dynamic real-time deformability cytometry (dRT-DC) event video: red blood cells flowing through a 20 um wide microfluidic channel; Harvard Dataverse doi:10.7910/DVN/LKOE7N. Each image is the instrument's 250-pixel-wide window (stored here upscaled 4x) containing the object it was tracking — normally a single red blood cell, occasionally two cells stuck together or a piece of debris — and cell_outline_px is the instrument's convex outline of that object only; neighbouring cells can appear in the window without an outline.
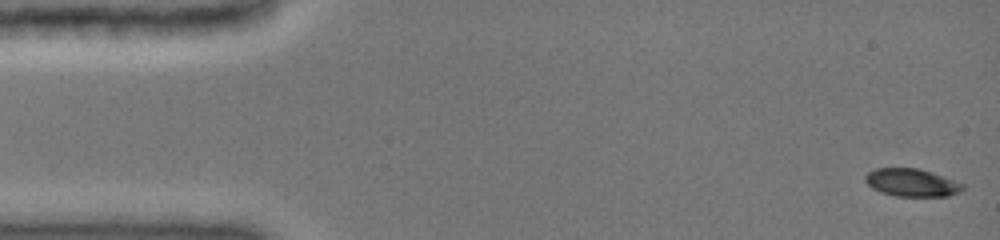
{"species": "common noctule bat (a hibernating species)", "species_latin": "Nyctalus noctula", "temperature_condition": "cold", "stored_images_in_passage": 7, "camera_frame_rate_fps": 3000, "um_per_image_px": 0.085, "animal": {"sex": "female", "body_mass_g": 19.0, "forearm_length_mm": 51.5}, "frame": {"image": 1, "passage_image": 1, "time_ms": 0.0, "image_size_px": [1000, 240], "cell_outline_px": [[964, 188], [960, 192], [948, 196], [892, 196], [880, 192], [872, 188], [864, 180], [864, 176], [868, 172], [876, 168], [916, 168], [932, 172], [956, 180], [964, 184]], "centroid_in_image_um": [77.5, 15.52], "position_along_channel_um": 7.5, "area_um2": 15.95}}